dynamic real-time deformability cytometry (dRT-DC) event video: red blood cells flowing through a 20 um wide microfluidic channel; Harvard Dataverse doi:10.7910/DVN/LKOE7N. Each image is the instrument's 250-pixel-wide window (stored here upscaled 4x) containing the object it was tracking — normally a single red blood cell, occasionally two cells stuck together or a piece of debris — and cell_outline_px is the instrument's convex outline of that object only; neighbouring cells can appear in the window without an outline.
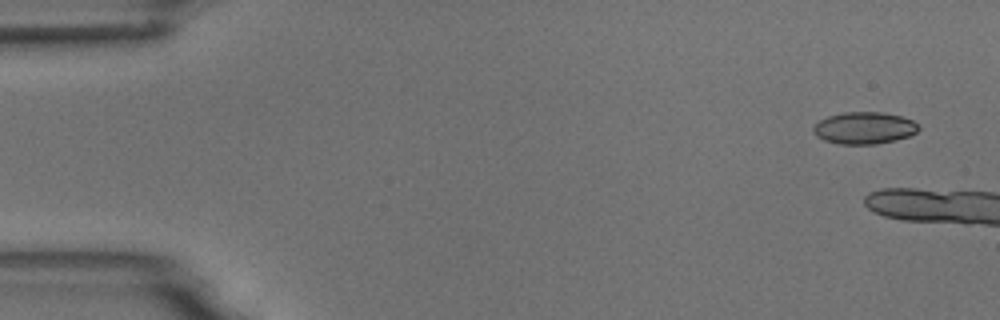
{"species": "common noctule bat (a hibernating species)", "species_latin": "Nyctalus noctula", "temperature_condition": "room temperature", "stored_images_in_passage": 6, "camera_frame_rate_fps": 3000, "um_per_image_px": 0.085, "animal": {"sex": "male", "body_mass_g": 18.8}, "frame": {"image": 1, "passage_image": 1, "time_ms": 0.0, "image_size_px": [1000, 320], "cell_outline_px": [[920, 128], [916, 132], [908, 136], [896, 140], [876, 144], [840, 144], [824, 140], [816, 136], [812, 132], [812, 128], [820, 120], [828, 116], [844, 112], [884, 112], [900, 116], [912, 120], [920, 124]], "centroid_in_image_um": [73.47, 10.88], "position_along_channel_um": 11.5, "area_um2": 19.71}}